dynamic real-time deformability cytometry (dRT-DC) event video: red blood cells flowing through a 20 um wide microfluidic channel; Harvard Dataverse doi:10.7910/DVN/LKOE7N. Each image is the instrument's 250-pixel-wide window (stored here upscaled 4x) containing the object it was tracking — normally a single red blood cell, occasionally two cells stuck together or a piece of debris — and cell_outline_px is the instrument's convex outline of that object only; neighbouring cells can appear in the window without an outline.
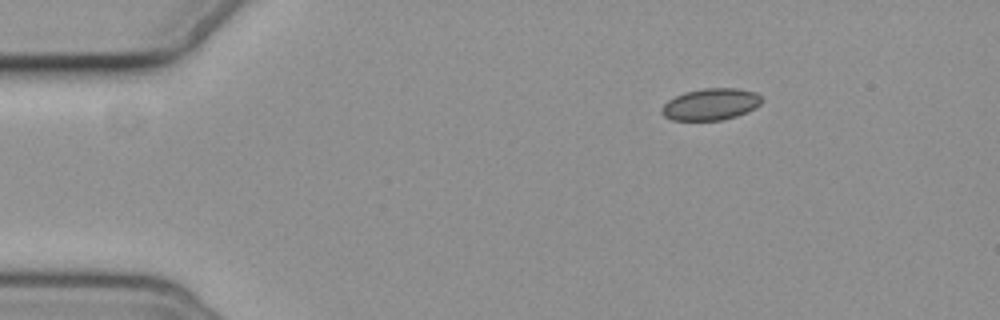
{"species": "common noctule bat (a hibernating species)", "species_latin": "Nyctalus noctula", "temperature_condition": "cold", "stored_images_in_passage": 4, "camera_frame_rate_fps": 3000, "um_per_image_px": 0.085, "animal": {"sex": "female", "body_mass_g": 19.3, "forearm_length_mm": 54.1}, "frame": {"image": 1, "passage_image": 1, "time_ms": 0.0, "image_size_px": [1000, 320], "cell_outline_px": [[764, 100], [756, 108], [748, 112], [736, 116], [720, 120], [672, 120], [664, 116], [660, 112], [660, 108], [668, 100], [684, 92], [704, 88], [736, 88], [756, 92]], "centroid_in_image_um": [60.42, 8.86], "position_along_channel_um": 24.6, "area_um2": 18.61}}
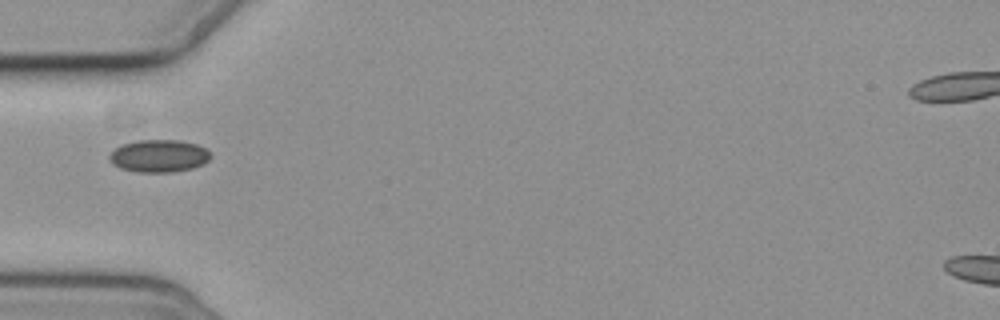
{"frame": {"image": 2, "passage_image": 4, "time_ms": 3.333, "image_size_px": [1000, 320], "cell_outline_px": [[212, 156], [204, 164], [192, 168], [172, 172], [136, 172], [120, 168], [112, 164], [108, 156], [120, 144], [136, 140], [180, 140], [196, 144], [208, 148]], "centroid_in_image_um": [13.52, 13.25], "position_along_channel_um": 71.5, "area_um2": 19.42}}